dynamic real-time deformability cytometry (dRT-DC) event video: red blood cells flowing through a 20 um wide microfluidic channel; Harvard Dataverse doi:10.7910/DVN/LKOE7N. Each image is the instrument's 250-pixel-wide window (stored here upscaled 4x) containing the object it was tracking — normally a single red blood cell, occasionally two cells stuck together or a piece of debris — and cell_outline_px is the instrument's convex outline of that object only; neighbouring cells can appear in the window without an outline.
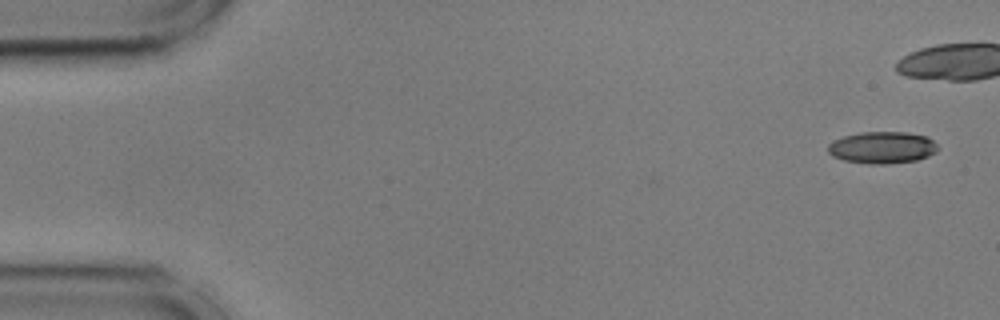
{"species": "common noctule bat (a hibernating species)", "species_latin": "Nyctalus noctula", "temperature_condition": "cold", "stored_images_in_passage": 42, "camera_frame_rate_fps": 3000, "um_per_image_px": 0.085, "animal": {"sex": "male", "body_mass_g": 17.9, "forearm_length_mm": 54.2}, "frame": {"image": 1, "passage_image": 1, "time_ms": 0.0, "image_size_px": [1000, 320], "cell_outline_px": [[940, 148], [936, 152], [928, 156], [916, 160], [888, 164], [868, 164], [844, 160], [832, 156], [828, 152], [828, 144], [844, 136], [860, 132], [908, 132], [924, 136], [932, 140]], "centroid_in_image_um": [75.0, 12.54], "position_along_channel_um": 10.0, "area_um2": 20.4}}
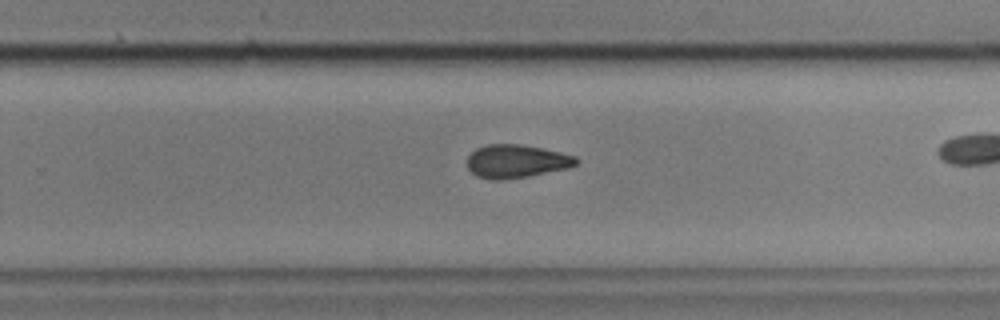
{"frame": {"image": 2, "passage_image": 34, "time_ms": 11.0, "image_size_px": [1000, 320], "cell_outline_px": [[580, 160], [576, 164], [568, 168], [528, 176], [500, 180], [492, 180], [476, 176], [468, 168], [468, 156], [476, 148], [488, 144], [520, 144], [560, 152], [576, 156]], "centroid_in_image_um": [43.89, 13.71], "position_along_channel_um": 285.9, "area_um2": 21.04}}
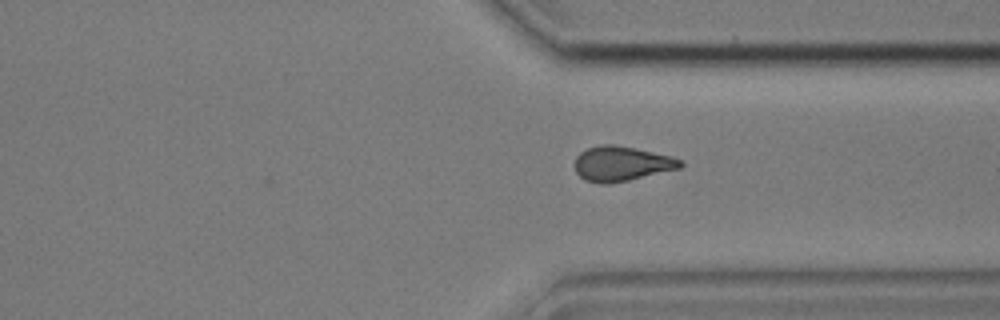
{"frame": {"image": 3, "passage_image": 40, "time_ms": 13.0, "image_size_px": [1000, 320], "cell_outline_px": [[684, 164], [680, 168], [628, 180], [608, 184], [600, 184], [584, 180], [576, 172], [572, 164], [576, 156], [580, 152], [588, 148], [600, 144], [612, 144], [636, 148], [672, 156], [684, 160]], "centroid_in_image_um": [52.8, 13.91], "position_along_channel_um": 358.6, "area_um2": 21.73}}